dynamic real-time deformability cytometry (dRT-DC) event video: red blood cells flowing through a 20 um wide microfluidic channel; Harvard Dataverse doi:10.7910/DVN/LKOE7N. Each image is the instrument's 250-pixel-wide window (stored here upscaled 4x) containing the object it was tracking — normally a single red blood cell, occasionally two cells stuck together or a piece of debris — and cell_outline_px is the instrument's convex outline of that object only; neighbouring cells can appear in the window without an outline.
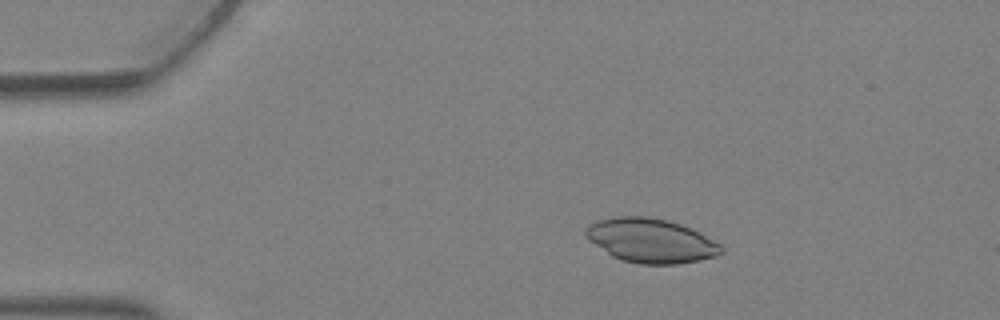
{"species": "Egyptian fruit bat (a non-hibernating species)", "species_latin": "Rousettus aegyptiacus", "temperature_condition": "warm", "stored_images_in_passage": 3, "camera_frame_rate_fps": 3000, "um_per_image_px": 0.085, "animal": {"sex": "female"}, "frame": {"image": 1, "passage_image": 2, "time_ms": 0.333, "image_size_px": [1000, 320], "cell_outline_px": [[724, 252], [716, 256], [700, 260], [676, 264], [640, 264], [620, 260], [612, 256], [588, 240], [584, 236], [584, 232], [588, 224], [596, 220], [616, 216], [644, 216], [668, 220], [692, 228], [700, 232], [720, 244], [724, 248]], "centroid_in_image_um": [55.31, 20.45], "position_along_channel_um": 29.7, "area_um2": 35.2}}